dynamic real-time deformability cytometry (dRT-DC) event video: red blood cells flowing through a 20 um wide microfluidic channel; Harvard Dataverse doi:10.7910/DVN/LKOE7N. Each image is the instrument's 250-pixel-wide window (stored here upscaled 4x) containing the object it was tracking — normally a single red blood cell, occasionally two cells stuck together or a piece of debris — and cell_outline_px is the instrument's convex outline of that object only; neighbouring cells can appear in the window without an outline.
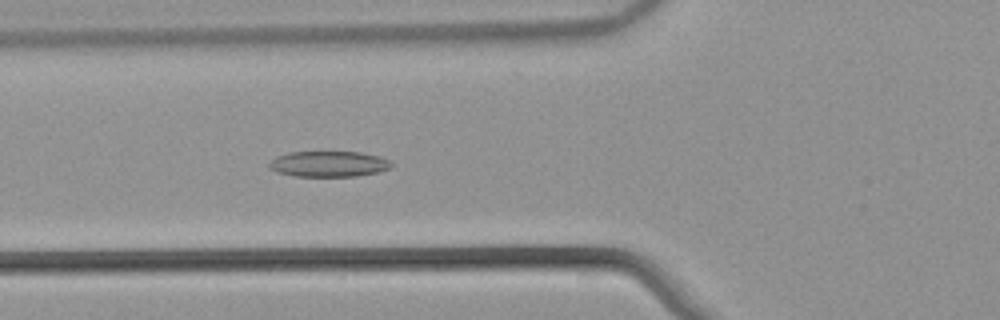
{"species": "common noctule bat (a hibernating species)", "species_latin": "Nyctalus noctula", "temperature_condition": "warm", "stored_images_in_passage": 55, "camera_frame_rate_fps": 3000, "um_per_image_px": 0.085, "animal": {"sex": "male", "body_mass_g": 21.5, "forearm_length_mm": 52.0}, "frame": {"image": 1, "passage_image": 21, "time_ms": 6.667, "image_size_px": [1000, 320], "cell_outline_px": [[392, 168], [380, 172], [356, 176], [296, 176], [276, 172], [268, 168], [268, 164], [276, 156], [288, 152], [360, 152], [380, 156], [388, 160], [392, 164]], "centroid_in_image_um": [27.94, 13.94], "position_along_channel_um": 97.9, "area_um2": 18.44}}
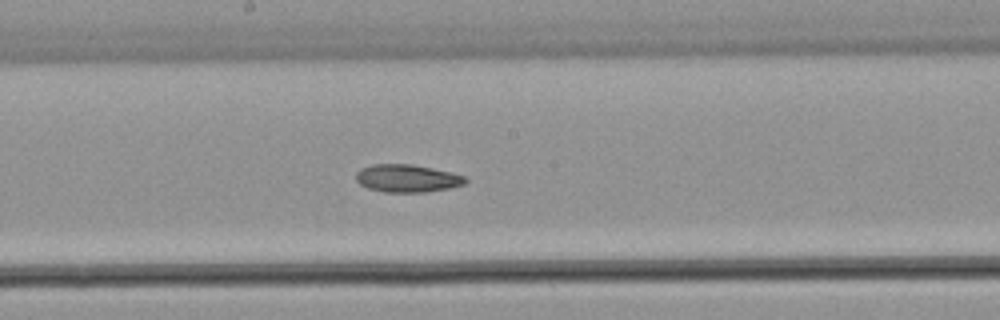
{"frame": {"image": 2, "passage_image": 30, "time_ms": 9.667, "image_size_px": [1000, 320], "cell_outline_px": [[468, 180], [464, 184], [448, 188], [424, 192], [384, 192], [368, 188], [360, 184], [356, 180], [356, 172], [360, 168], [372, 164], [412, 164], [452, 172], [464, 176]], "centroid_in_image_um": [34.59, 15.15], "position_along_channel_um": 213.6, "area_um2": 17.69}}
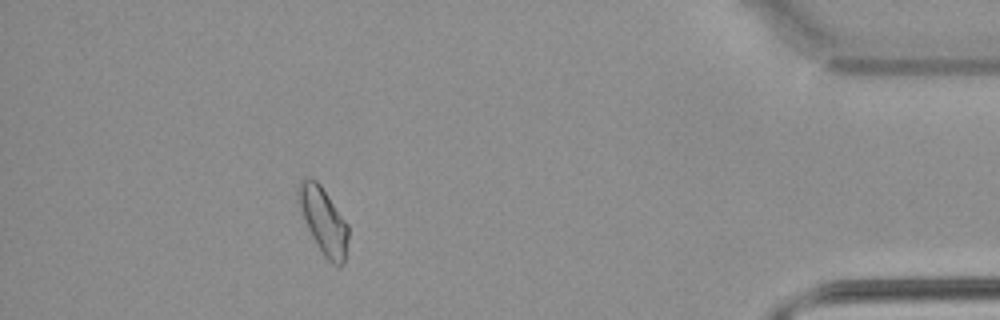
{"frame": {"image": 3, "passage_image": 49, "time_ms": 16.0, "image_size_px": [1000, 320], "cell_outline_px": [[348, 240], [344, 264], [332, 264], [324, 256], [312, 236], [308, 228], [296, 192], [296, 188], [300, 180], [308, 176], [316, 180], [320, 184], [348, 224]], "centroid_in_image_um": [27.5, 18.73], "position_along_channel_um": 407.7, "area_um2": 19.02}}